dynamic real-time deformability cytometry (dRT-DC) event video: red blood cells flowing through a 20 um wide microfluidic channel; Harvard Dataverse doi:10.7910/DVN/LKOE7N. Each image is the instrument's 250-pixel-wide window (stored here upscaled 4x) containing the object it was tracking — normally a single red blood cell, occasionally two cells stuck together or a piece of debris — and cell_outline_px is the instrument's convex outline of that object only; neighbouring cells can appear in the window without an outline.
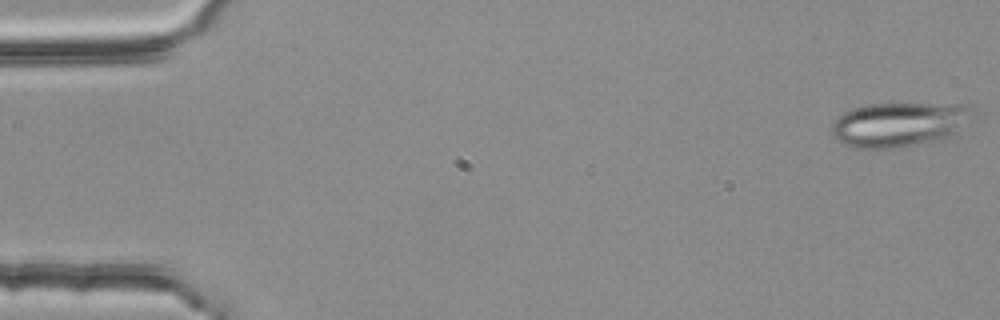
{"species": "common noctule bat (a hibernating species)", "species_latin": "Nyctalus noctula", "temperature_condition": "room temperature", "stored_images_in_passage": 4, "camera_frame_rate_fps": 3000, "um_per_image_px": 0.085, "animal": {"sex": "female", "body_mass_g": 25.1}, "frame": {"image": 1, "passage_image": 1, "time_ms": 0.0, "image_size_px": [1000, 320], "cell_outline_px": [[972, 108], [956, 132], [952, 136], [936, 140], [896, 148], [856, 148], [844, 144], [836, 140], [832, 132], [832, 124], [844, 112], [852, 108], [868, 104], [972, 104]], "centroid_in_image_um": [76.35, 10.57], "position_along_channel_um": 8.7, "area_um2": 35.89}}